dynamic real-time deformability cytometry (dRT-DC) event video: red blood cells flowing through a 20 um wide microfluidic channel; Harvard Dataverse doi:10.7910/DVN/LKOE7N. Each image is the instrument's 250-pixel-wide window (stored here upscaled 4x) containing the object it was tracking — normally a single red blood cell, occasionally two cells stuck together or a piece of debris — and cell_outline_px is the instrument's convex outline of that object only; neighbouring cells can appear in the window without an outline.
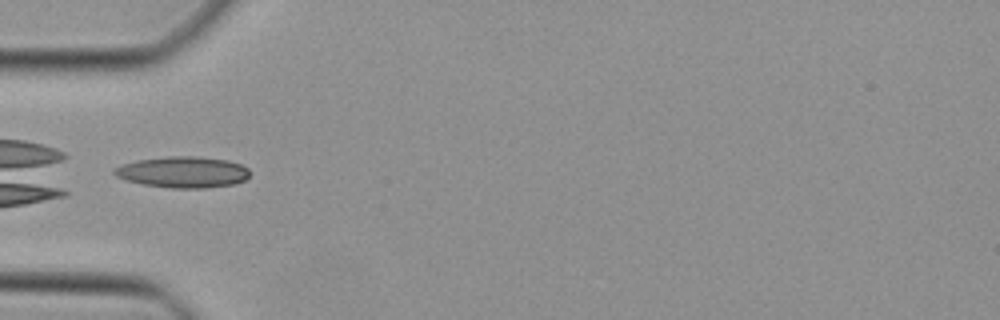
{"species": "Egyptian fruit bat (a non-hibernating species)", "species_latin": "Rousettus aegyptiacus", "temperature_condition": "cold", "stored_images_in_passage": 6, "camera_frame_rate_fps": 3000, "um_per_image_px": 0.085, "animal": {"sex": "female"}, "frame": {"image": 1, "passage_image": 1, "time_ms": 0.0, "image_size_px": [1000, 320], "cell_outline_px": [[248, 176], [244, 180], [236, 184], [204, 188], [172, 188], [144, 184], [124, 180], [116, 176], [112, 172], [112, 168], [124, 164], [140, 160], [168, 156], [196, 156], [228, 160], [240, 164], [248, 168]], "centroid_in_image_um": [15.54, 14.63], "position_along_channel_um": 69.5, "area_um2": 24.57}}
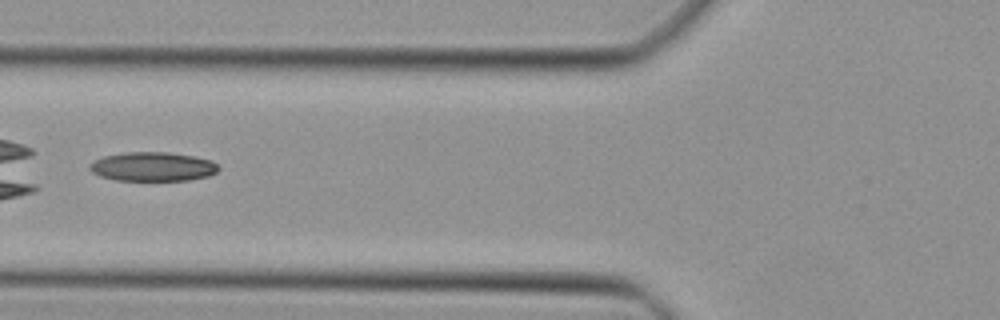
{"frame": {"image": 2, "passage_image": 4, "time_ms": 1.0, "image_size_px": [1000, 320], "cell_outline_px": [[220, 168], [216, 172], [208, 176], [188, 180], [116, 180], [100, 176], [92, 172], [88, 168], [88, 164], [92, 160], [104, 156], [124, 152], [168, 152], [196, 156], [212, 160]], "centroid_in_image_um": [12.96, 14.15], "position_along_channel_um": 112.8, "area_um2": 22.02}}